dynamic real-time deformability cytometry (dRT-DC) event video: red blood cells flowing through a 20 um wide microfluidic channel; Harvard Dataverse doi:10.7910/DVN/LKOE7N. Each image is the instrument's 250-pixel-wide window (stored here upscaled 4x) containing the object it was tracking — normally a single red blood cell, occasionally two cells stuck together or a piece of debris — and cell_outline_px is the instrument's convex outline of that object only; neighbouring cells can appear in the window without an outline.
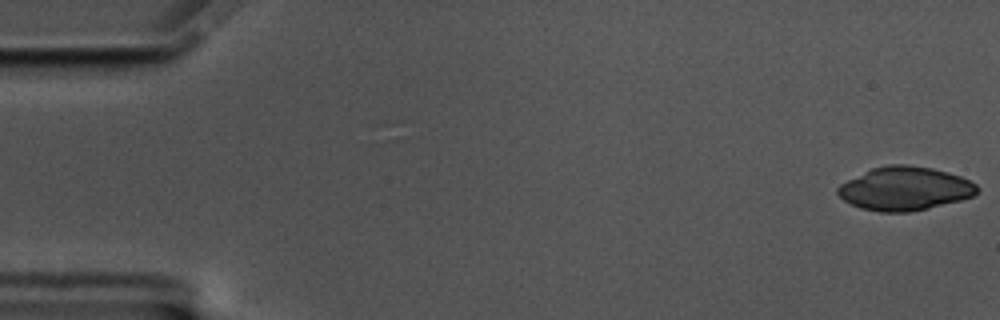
{"species": "common noctule bat (a hibernating species)", "species_latin": "Nyctalus noctula", "temperature_condition": "cold", "stored_images_in_passage": 57, "camera_frame_rate_fps": 3000, "um_per_image_px": 0.085, "animal": {"sex": "male", "body_mass_g": 17.5, "forearm_length_mm": 52.3}, "frame": {"image": 1, "passage_image": 1, "time_ms": 0.0, "image_size_px": [1000, 320], "cell_outline_px": [[980, 188], [972, 196], [960, 200], [912, 212], [880, 212], [860, 208], [844, 200], [836, 192], [836, 188], [840, 184], [872, 168], [888, 164], [908, 164], [932, 168], [948, 172], [960, 176], [976, 184]], "centroid_in_image_um": [76.9, 16.03], "position_along_channel_um": 8.1, "area_um2": 35.32}}